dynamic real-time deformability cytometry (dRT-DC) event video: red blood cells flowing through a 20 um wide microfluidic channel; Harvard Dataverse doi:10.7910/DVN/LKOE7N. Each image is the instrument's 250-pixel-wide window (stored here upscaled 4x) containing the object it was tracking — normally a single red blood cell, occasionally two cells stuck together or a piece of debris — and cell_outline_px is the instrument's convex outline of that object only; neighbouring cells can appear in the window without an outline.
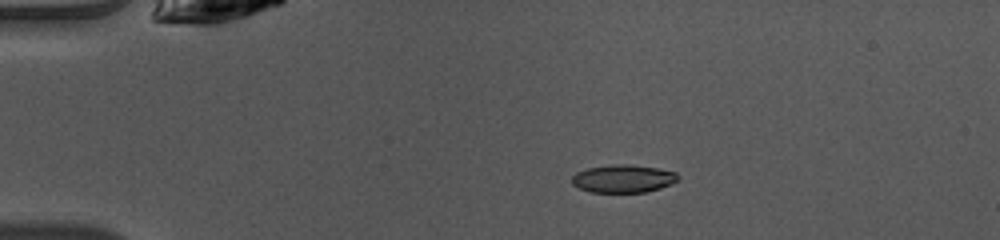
{"species": "common noctule bat (a hibernating species)", "species_latin": "Nyctalus noctula", "temperature_condition": "warm", "stored_images_in_passage": 35, "camera_frame_rate_fps": 3000, "um_per_image_px": 0.085, "animal": {"sex": "female", "body_mass_g": 10.0, "forearm_length_mm": 53.1}, "frame": {"image": 1, "passage_image": 3, "time_ms": 0.667, "image_size_px": [1000, 240], "cell_outline_px": [[680, 176], [672, 184], [660, 188], [644, 192], [588, 192], [572, 184], [572, 176], [576, 172], [588, 168], [612, 164], [628, 164], [656, 168], [676, 172]], "centroid_in_image_um": [52.96, 15.18], "position_along_channel_um": 32.0, "area_um2": 17.22}}
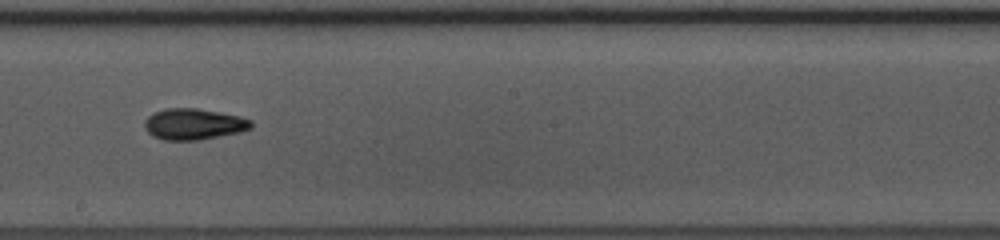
{"frame": {"image": 2, "passage_image": 21, "time_ms": 6.667, "image_size_px": [1000, 240], "cell_outline_px": [[252, 128], [240, 132], [200, 140], [164, 140], [152, 136], [144, 128], [144, 120], [152, 112], [168, 108], [196, 108], [240, 116], [252, 120]], "centroid_in_image_um": [16.44, 10.55], "position_along_channel_um": 231.8, "area_um2": 19.48}}
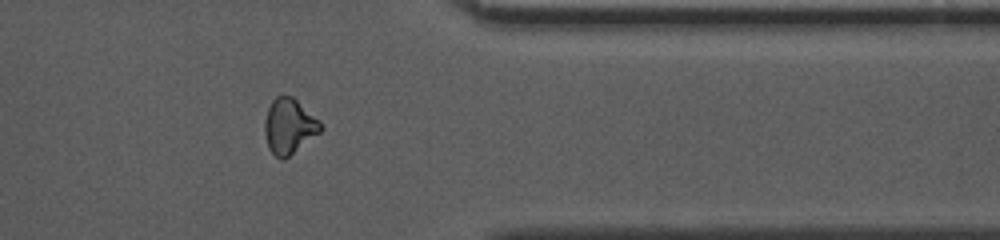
{"frame": {"image": 3, "passage_image": 33, "time_ms": 10.667, "image_size_px": [1000, 240], "cell_outline_px": [[324, 128], [320, 132], [284, 160], [280, 160], [268, 148], [264, 132], [264, 120], [268, 108], [272, 100], [276, 96], [292, 96], [320, 120], [324, 124]], "centroid_in_image_um": [24.58, 10.73], "position_along_channel_um": 386.8, "area_um2": 18.15}, "authors_computed_cell_mechanics": {"area_um2": 18.207, "velocity_mm_per_s": 4.105, "shape_relaxation_time_tau1_ms": 4.9655, "shape_relaxation_time_tau2_ms": 4.6324, "deformation_change_tau1": 0.1609, "deformation_change_tau2": 0.1109}}